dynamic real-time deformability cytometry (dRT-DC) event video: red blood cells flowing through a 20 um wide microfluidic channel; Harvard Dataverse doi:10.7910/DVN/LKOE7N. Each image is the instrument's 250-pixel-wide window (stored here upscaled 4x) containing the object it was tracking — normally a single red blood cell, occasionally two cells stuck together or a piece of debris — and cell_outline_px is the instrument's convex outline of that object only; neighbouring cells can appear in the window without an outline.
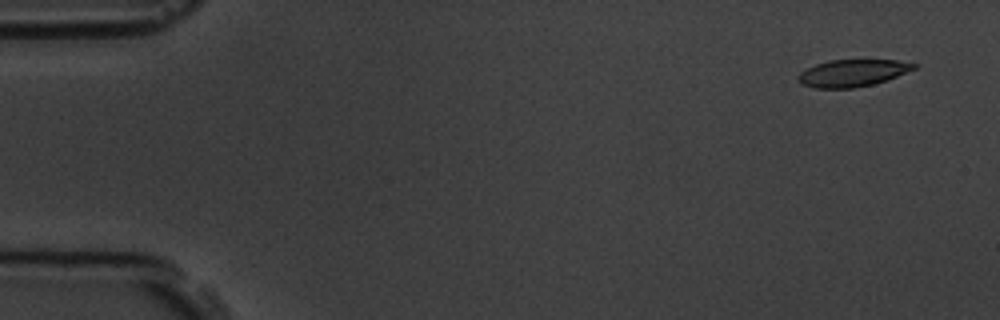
{"species": "common noctule bat (a hibernating species)", "species_latin": "Nyctalus noctula", "temperature_condition": "room temperature", "stored_images_in_passage": 7, "camera_frame_rate_fps": 3000, "um_per_image_px": 0.085, "animal": {"sex": "male", "body_mass_g": 19.5, "forearm_length_mm": 54.6}, "frame": {"image": 1, "passage_image": 1, "time_ms": 0.0, "image_size_px": [1000, 320], "cell_outline_px": [[920, 64], [916, 68], [888, 80], [872, 84], [852, 88], [816, 88], [800, 84], [796, 80], [796, 76], [800, 72], [816, 64], [828, 60], [896, 60]], "centroid_in_image_um": [72.45, 6.21], "position_along_channel_um": 12.6, "area_um2": 18.38}}
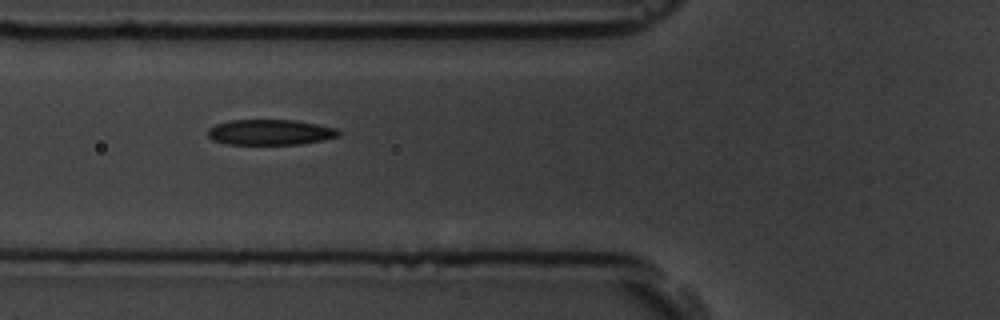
{"frame": {"image": 2, "passage_image": 6, "time_ms": 5.667, "image_size_px": [1000, 320], "cell_outline_px": [[340, 136], [324, 140], [300, 144], [224, 144], [212, 140], [208, 136], [208, 128], [216, 124], [228, 120], [296, 120], [336, 128], [340, 132]], "centroid_in_image_um": [22.95, 11.24], "position_along_channel_um": 102.8, "area_um2": 19.54}}
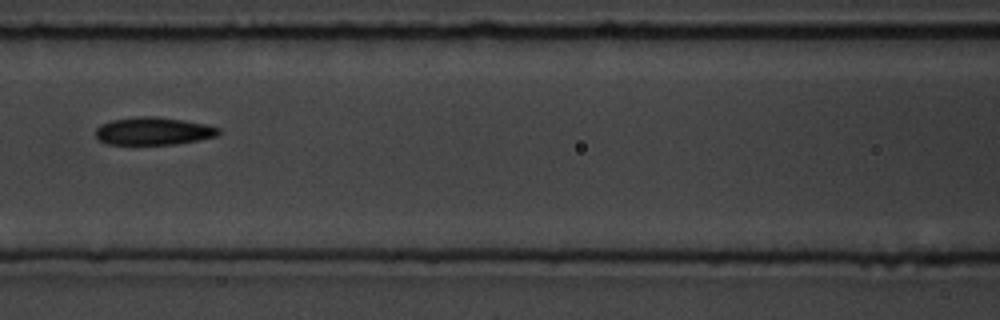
{"frame": {"image": 3, "passage_image": 7, "time_ms": 7.0, "image_size_px": [1000, 320], "cell_outline_px": [[220, 136], [176, 144], [108, 144], [100, 140], [96, 136], [96, 128], [100, 124], [112, 120], [140, 116], [156, 116], [184, 120], [208, 124], [220, 128]], "centroid_in_image_um": [13.09, 11.13], "position_along_channel_um": 153.5, "area_um2": 20.0}}